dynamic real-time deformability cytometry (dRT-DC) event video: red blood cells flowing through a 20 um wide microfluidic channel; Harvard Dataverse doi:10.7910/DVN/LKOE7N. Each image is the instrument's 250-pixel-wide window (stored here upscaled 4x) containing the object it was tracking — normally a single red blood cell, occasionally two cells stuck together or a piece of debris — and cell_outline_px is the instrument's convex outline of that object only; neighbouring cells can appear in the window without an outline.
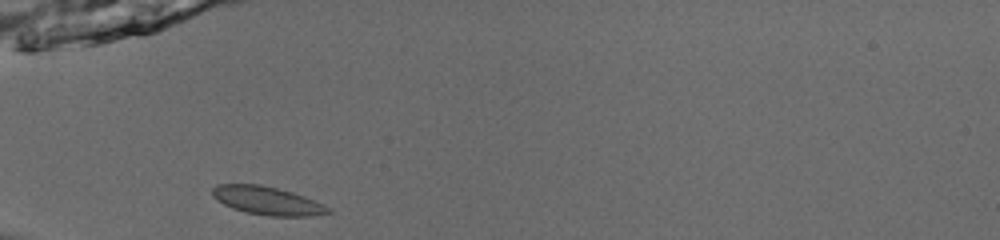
{"species": "common noctule bat (a hibernating species)", "species_latin": "Nyctalus noctula", "temperature_condition": "room temperature", "stored_images_in_passage": 35, "camera_frame_rate_fps": 3000, "um_per_image_px": 0.085, "animal": {"sex": "male", "body_mass_g": 13.0, "forearm_length_mm": 53.1}, "frame": {"image": 1, "passage_image": 1, "time_ms": 0.0, "image_size_px": [1000, 240], "cell_outline_px": [[332, 212], [308, 216], [268, 216], [244, 212], [232, 208], [224, 204], [212, 196], [212, 188], [216, 184], [260, 184], [292, 192], [304, 196], [324, 204]], "centroid_in_image_um": [22.69, 17.05], "position_along_channel_um": 62.3, "area_um2": 19.02}}
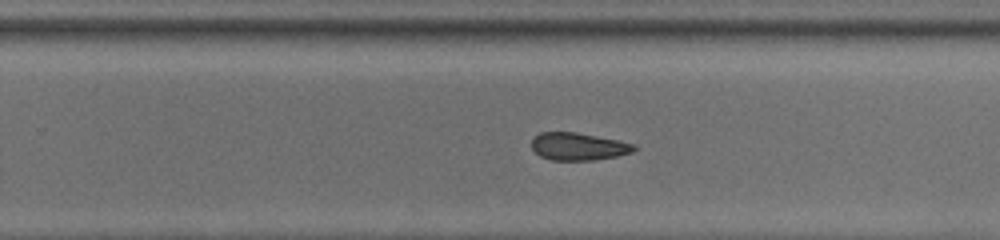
{"frame": {"image": 2, "passage_image": 18, "time_ms": 5.667, "image_size_px": [1000, 240], "cell_outline_px": [[636, 148], [632, 152], [616, 156], [596, 160], [552, 160], [540, 156], [532, 148], [532, 140], [540, 132], [576, 132], [636, 144]], "centroid_in_image_um": [49.16, 12.45], "position_along_channel_um": 280.6, "area_um2": 16.3}}
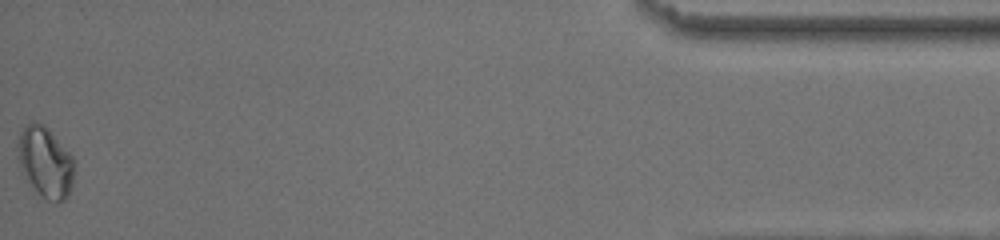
{"frame": {"image": 3, "passage_image": 35, "time_ms": 11.333, "image_size_px": [1000, 240], "cell_outline_px": [[72, 188], [68, 196], [64, 200], [48, 200], [28, 180], [20, 168], [16, 156], [16, 144], [20, 132], [32, 120], [44, 124], [48, 128], [72, 156]], "centroid_in_image_um": [3.81, 13.72], "position_along_channel_um": 431.4, "area_um2": 22.83}, "authors_computed_cell_mechanics": {"area_um2": 17.629, "velocity_mm_per_s": 3.964, "shape_relaxation_time_tau1_ms": 1.7602, "shape_relaxation_time_tau2_ms": 1.4501, "deformation_change_tau1": 0.0636, "deformation_change_tau2": 0.0665}}